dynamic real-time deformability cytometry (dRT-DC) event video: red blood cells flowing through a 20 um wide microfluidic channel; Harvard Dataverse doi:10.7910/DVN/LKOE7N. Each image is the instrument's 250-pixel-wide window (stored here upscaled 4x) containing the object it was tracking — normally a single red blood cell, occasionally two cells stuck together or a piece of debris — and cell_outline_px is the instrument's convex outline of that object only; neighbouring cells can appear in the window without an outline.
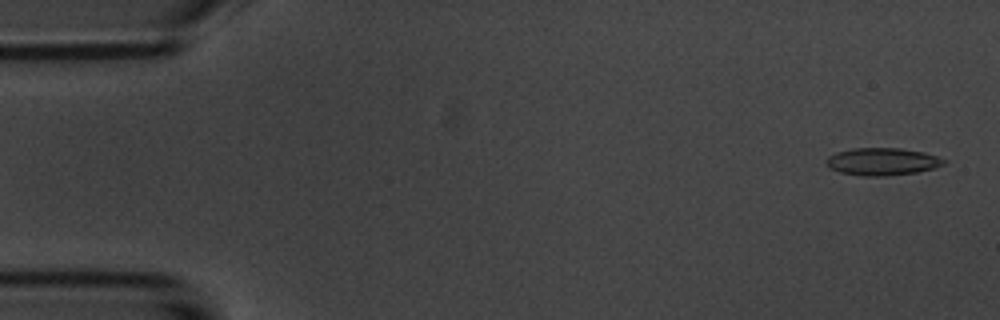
{"species": "common noctule bat (a hibernating species)", "species_latin": "Nyctalus noctula", "temperature_condition": "room temperature", "stored_images_in_passage": 54, "camera_frame_rate_fps": 3000, "um_per_image_px": 0.085, "animal": {"sex": "male", "body_mass_g": 20.1, "forearm_length_mm": 53.5}, "frame": {"image": 1, "passage_image": 2, "time_ms": 0.333, "image_size_px": [1000, 320], "cell_outline_px": [[948, 160], [944, 164], [936, 168], [916, 172], [884, 176], [864, 176], [840, 172], [828, 168], [824, 160], [828, 156], [836, 152], [852, 148], [900, 148], [924, 152]], "centroid_in_image_um": [74.97, 13.73], "position_along_channel_um": 10.0, "area_um2": 18.96}}
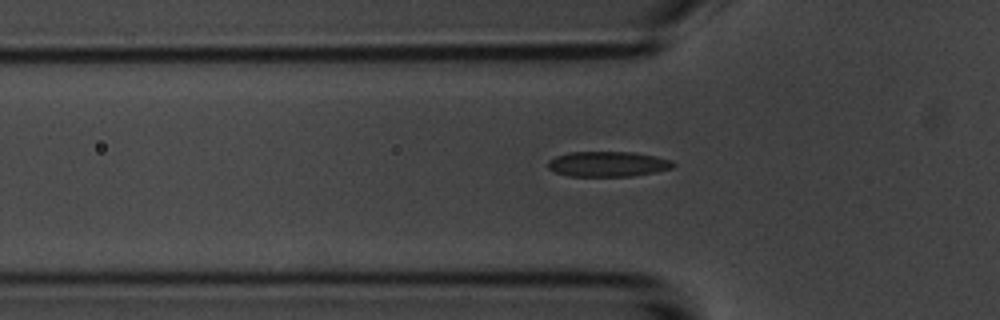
{"frame": {"image": 2, "passage_image": 17, "time_ms": 5.333, "image_size_px": [1000, 320], "cell_outline_px": [[676, 164], [672, 168], [656, 172], [632, 176], [568, 176], [556, 172], [548, 168], [548, 160], [556, 156], [568, 152], [632, 152], [656, 156], [672, 160]], "centroid_in_image_um": [51.68, 13.94], "position_along_channel_um": 74.1, "area_um2": 18.5}}
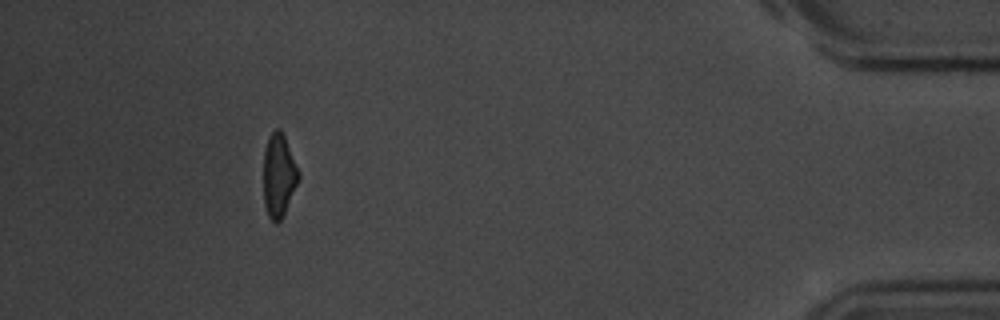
{"frame": {"image": 3, "passage_image": 49, "time_ms": 16.0, "image_size_px": [1000, 320], "cell_outline_px": [[300, 176], [284, 216], [276, 224], [268, 216], [264, 204], [264, 148], [272, 132], [276, 128], [280, 128], [284, 136], [300, 172]], "centroid_in_image_um": [23.7, 14.94], "position_along_channel_um": 411.5, "area_um2": 16.99}, "authors_computed_cell_mechanics": {"area_um2": 18.6694, "velocity_mm_per_s": 3.727, "shape_relaxation_time_tau1_ms": 3.8119, "shape_relaxation_time_tau2_ms": 1.2718, "deformation_change_tau1": 0.1305, "deformation_change_tau2": 0.0917}}